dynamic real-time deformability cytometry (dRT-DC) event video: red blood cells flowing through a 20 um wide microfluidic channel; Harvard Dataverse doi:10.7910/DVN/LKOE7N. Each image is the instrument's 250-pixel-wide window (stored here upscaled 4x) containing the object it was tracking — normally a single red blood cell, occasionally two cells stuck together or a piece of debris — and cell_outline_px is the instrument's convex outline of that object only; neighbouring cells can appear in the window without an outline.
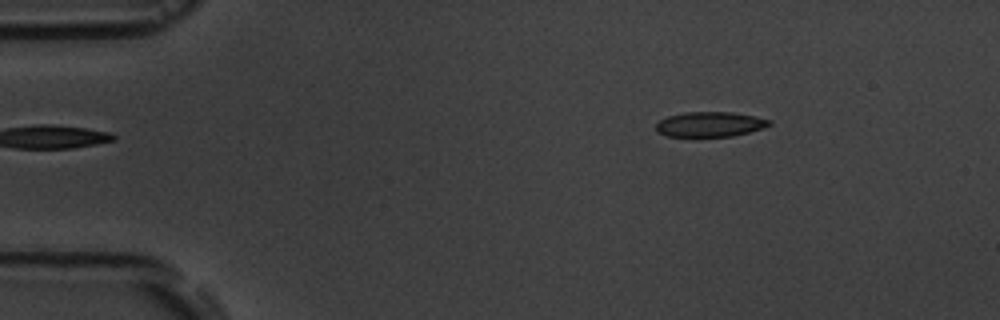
{"species": "common noctule bat (a hibernating species)", "species_latin": "Nyctalus noctula", "temperature_condition": "room temperature", "stored_images_in_passage": 2, "camera_frame_rate_fps": 3000, "um_per_image_px": 0.085, "animal": {"sex": "male", "body_mass_g": 19.5, "forearm_length_mm": 54.6}, "frame": {"image": 1, "passage_image": 2, "time_ms": 1.0, "image_size_px": [1000, 320], "cell_outline_px": [[772, 124], [764, 128], [732, 136], [696, 140], [668, 136], [656, 132], [656, 124], [660, 120], [668, 116], [684, 112], [732, 112], [772, 120]], "centroid_in_image_um": [60.29, 10.62], "position_along_channel_um": 24.7, "area_um2": 17.34}}